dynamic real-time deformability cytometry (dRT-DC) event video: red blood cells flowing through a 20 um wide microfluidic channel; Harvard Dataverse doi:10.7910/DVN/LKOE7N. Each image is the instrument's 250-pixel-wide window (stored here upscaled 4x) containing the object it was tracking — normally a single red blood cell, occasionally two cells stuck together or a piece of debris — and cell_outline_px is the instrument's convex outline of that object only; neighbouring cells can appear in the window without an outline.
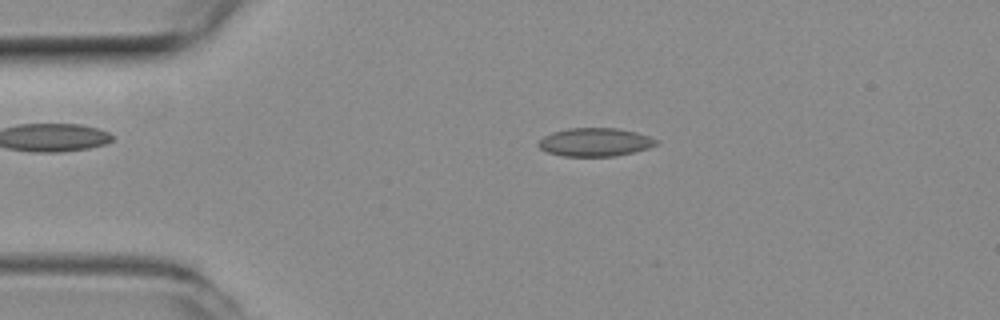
{"species": "common noctule bat (a hibernating species)", "species_latin": "Nyctalus noctula", "temperature_condition": "room temperature", "stored_images_in_passage": 20, "camera_frame_rate_fps": 3000, "um_per_image_px": 0.085, "animal": {"sex": "female", "body_mass_g": 19.3, "forearm_length_mm": 54.1}, "frame": {"image": 1, "passage_image": 10, "time_ms": 3.0, "image_size_px": [1000, 320], "cell_outline_px": [[660, 144], [648, 148], [616, 156], [564, 156], [548, 152], [540, 148], [536, 144], [544, 136], [552, 132], [568, 128], [616, 128], [636, 132], [660, 140]], "centroid_in_image_um": [50.6, 12.08], "position_along_channel_um": 34.4, "area_um2": 19.48}}
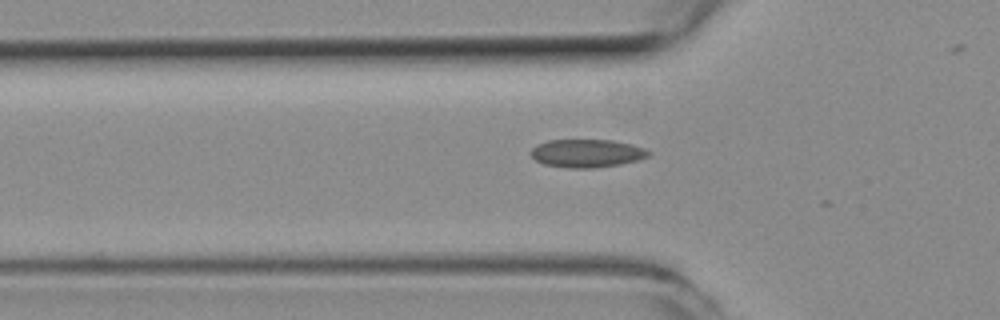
{"frame": {"image": 2, "passage_image": 16, "time_ms": 5.0, "image_size_px": [1000, 320], "cell_outline_px": [[652, 152], [648, 156], [636, 160], [620, 164], [592, 168], [568, 168], [544, 164], [536, 160], [528, 152], [532, 148], [548, 140], [612, 140], [632, 144], [644, 148]], "centroid_in_image_um": [49.88, 13.03], "position_along_channel_um": 75.9, "area_um2": 19.19}}
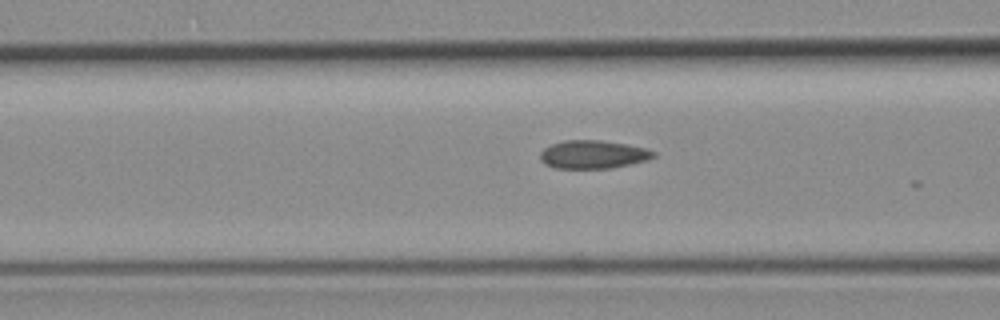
{"frame": {"image": 3, "passage_image": 19, "time_ms": 6.0, "image_size_px": [1000, 320], "cell_outline_px": [[656, 156], [648, 160], [612, 168], [556, 168], [544, 164], [540, 160], [540, 152], [544, 148], [552, 144], [564, 140], [600, 140], [628, 144], [648, 148], [656, 152]], "centroid_in_image_um": [50.44, 13.12], "position_along_channel_um": 116.2, "area_um2": 18.84}}